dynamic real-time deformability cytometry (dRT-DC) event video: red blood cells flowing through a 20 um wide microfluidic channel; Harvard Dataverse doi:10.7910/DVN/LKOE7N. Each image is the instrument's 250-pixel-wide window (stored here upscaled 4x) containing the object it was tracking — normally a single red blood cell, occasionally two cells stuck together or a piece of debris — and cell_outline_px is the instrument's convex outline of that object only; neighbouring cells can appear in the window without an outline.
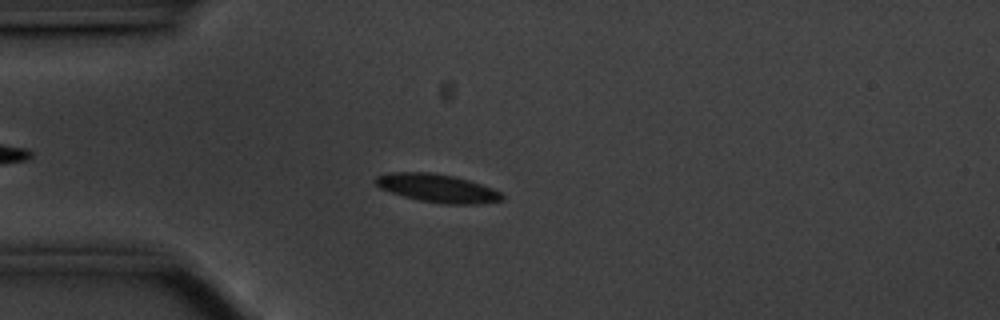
{"species": "common noctule bat (a hibernating species)", "species_latin": "Nyctalus noctula", "temperature_condition": "cold", "stored_images_in_passage": 44, "camera_frame_rate_fps": 3000, "um_per_image_px": 0.085, "animal": {"sex": "male", "body_mass_g": 20.1, "forearm_length_mm": 53.5}, "frame": {"image": 1, "passage_image": 2, "time_ms": 0.333, "image_size_px": [1000, 320], "cell_outline_px": [[504, 200], [476, 204], [444, 204], [420, 200], [404, 196], [380, 188], [376, 184], [376, 176], [392, 172], [428, 172], [452, 176], [468, 180], [492, 188], [500, 192], [504, 196]], "centroid_in_image_um": [37.2, 16.0], "position_along_channel_um": 47.8, "area_um2": 20.52}}
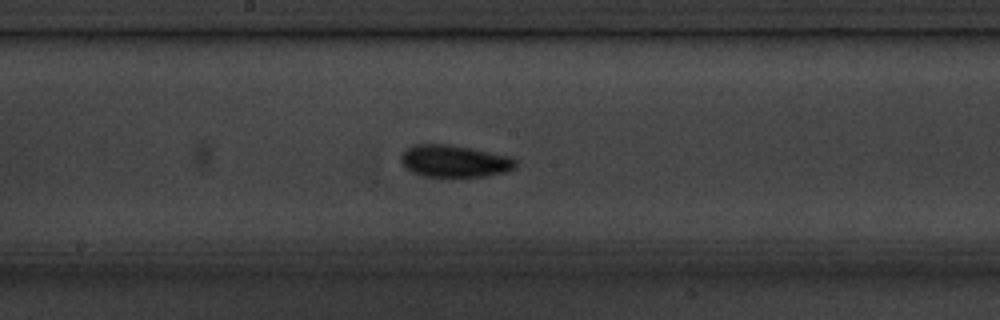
{"frame": {"image": 2, "passage_image": 17, "time_ms": 5.333, "image_size_px": [1000, 320], "cell_outline_px": [[516, 168], [504, 172], [484, 176], [424, 176], [412, 172], [404, 168], [400, 164], [400, 152], [412, 144], [448, 144], [512, 156], [516, 160]], "centroid_in_image_um": [38.57, 13.68], "position_along_channel_um": 209.6, "area_um2": 21.68}}
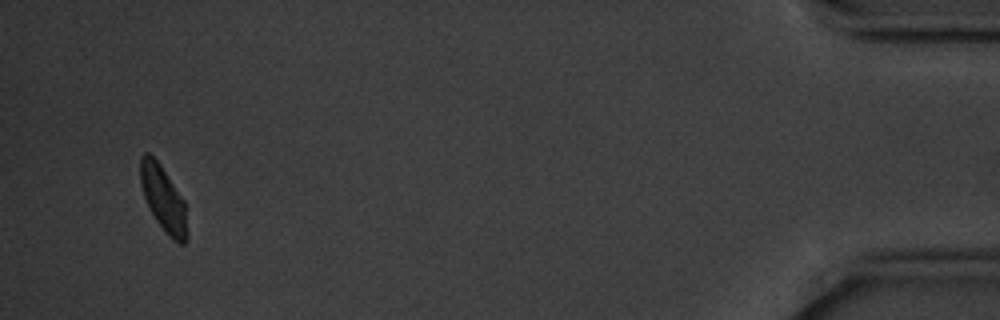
{"frame": {"image": 3, "passage_image": 42, "time_ms": 13.667, "image_size_px": [1000, 320], "cell_outline_px": [[188, 240], [184, 244], [180, 244], [172, 240], [164, 232], [148, 208], [140, 184], [140, 156], [144, 152], [148, 152], [160, 164], [184, 200], [188, 232]], "centroid_in_image_um": [13.89, 16.94], "position_along_channel_um": 421.3, "area_um2": 18.09}, "authors_computed_cell_mechanics": {"area_um2": 18.9006, "velocity_mm_per_s": 3.4829, "shape_relaxation_time_tau1_ms": 1.6423, "shape_relaxation_time_tau2_ms": 5.7995, "deformation_change_tau1": 0.0885, "deformation_change_tau2": 0.1027}}